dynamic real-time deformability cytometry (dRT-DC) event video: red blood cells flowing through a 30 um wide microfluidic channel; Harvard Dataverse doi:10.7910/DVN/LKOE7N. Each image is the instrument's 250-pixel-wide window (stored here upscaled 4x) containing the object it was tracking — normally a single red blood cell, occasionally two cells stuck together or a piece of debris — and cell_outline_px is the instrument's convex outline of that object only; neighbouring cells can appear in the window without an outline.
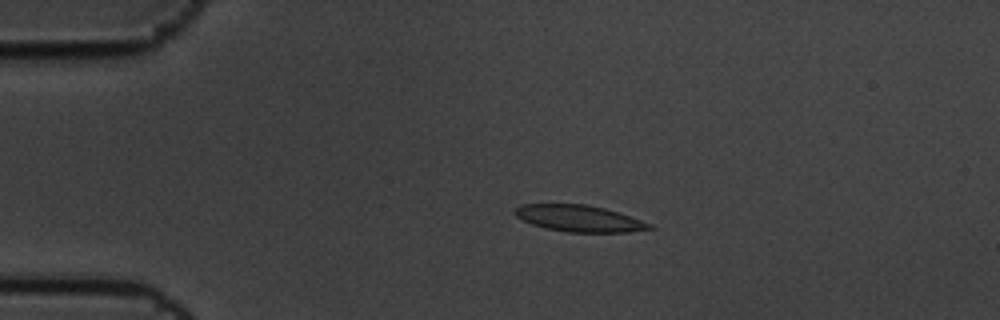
{"species": "common noctule bat (a hibernating species)", "species_latin": "Nyctalus noctula", "temperature_condition": "cold", "stored_images_in_passage": 6, "camera_frame_rate_fps": 3000, "um_per_image_px": 0.085, "animal": {"sex": "male", "body_mass_g": 19.5, "forearm_length_mm": 54.6}, "frame": {"image": 1, "passage_image": 4, "time_ms": 1.0, "image_size_px": [1000, 320], "cell_outline_px": [[656, 228], [628, 232], [568, 232], [544, 228], [532, 224], [516, 216], [512, 212], [520, 204], [584, 204], [604, 208], [652, 224]], "centroid_in_image_um": [49.2, 18.57], "position_along_channel_um": 35.8, "area_um2": 20.63}}
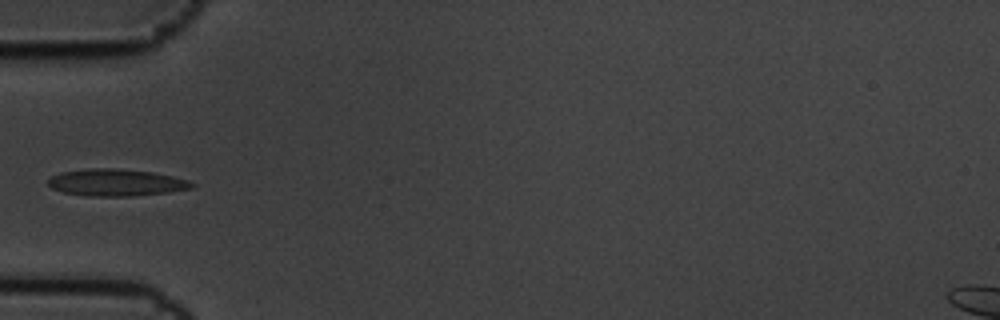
{"frame": {"image": 2, "passage_image": 6, "time_ms": 1.667, "image_size_px": [1000, 320], "cell_outline_px": [[196, 184], [192, 188], [168, 192], [132, 196], [88, 196], [64, 192], [52, 188], [48, 184], [48, 180], [52, 176], [60, 172], [88, 168], [116, 168], [152, 172], [172, 176], [188, 180]], "centroid_in_image_um": [9.87, 15.51], "position_along_channel_um": 75.1, "area_um2": 22.54}}